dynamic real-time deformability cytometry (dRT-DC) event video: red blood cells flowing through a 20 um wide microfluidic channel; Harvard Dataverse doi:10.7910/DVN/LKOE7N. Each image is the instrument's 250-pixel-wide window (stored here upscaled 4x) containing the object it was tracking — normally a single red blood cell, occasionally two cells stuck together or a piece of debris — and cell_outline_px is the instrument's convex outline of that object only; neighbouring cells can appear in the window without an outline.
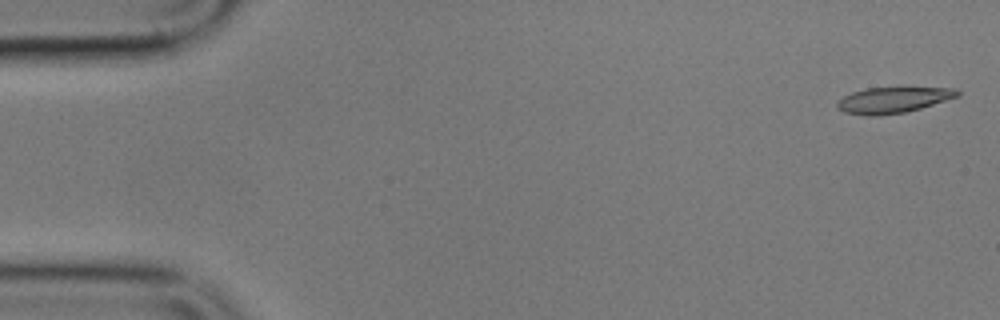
{"species": "common noctule bat (a hibernating species)", "species_latin": "Nyctalus noctula", "temperature_condition": "cold", "stored_images_in_passage": 7, "camera_frame_rate_fps": 3000, "um_per_image_px": 0.085, "animal": {"sex": "male", "body_mass_g": 17.9}, "frame": {"image": 1, "passage_image": 1, "time_ms": 0.0, "image_size_px": [1000, 320], "cell_outline_px": [[960, 96], [920, 108], [904, 112], [880, 116], [864, 116], [844, 112], [836, 108], [836, 104], [844, 96], [852, 92], [868, 88], [956, 88], [960, 92]], "centroid_in_image_um": [75.89, 8.51], "position_along_channel_um": 9.1, "area_um2": 18.03}}
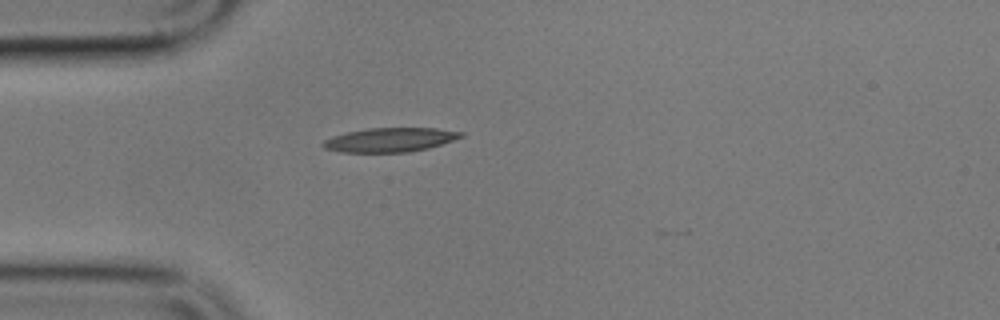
{"frame": {"image": 2, "passage_image": 5, "time_ms": 4.667, "image_size_px": [1000, 320], "cell_outline_px": [[464, 136], [428, 148], [408, 152], [340, 152], [324, 148], [320, 144], [324, 140], [332, 136], [348, 132], [368, 128], [436, 128], [464, 132]], "centroid_in_image_um": [33.13, 11.88], "position_along_channel_um": 51.9, "area_um2": 19.31}}